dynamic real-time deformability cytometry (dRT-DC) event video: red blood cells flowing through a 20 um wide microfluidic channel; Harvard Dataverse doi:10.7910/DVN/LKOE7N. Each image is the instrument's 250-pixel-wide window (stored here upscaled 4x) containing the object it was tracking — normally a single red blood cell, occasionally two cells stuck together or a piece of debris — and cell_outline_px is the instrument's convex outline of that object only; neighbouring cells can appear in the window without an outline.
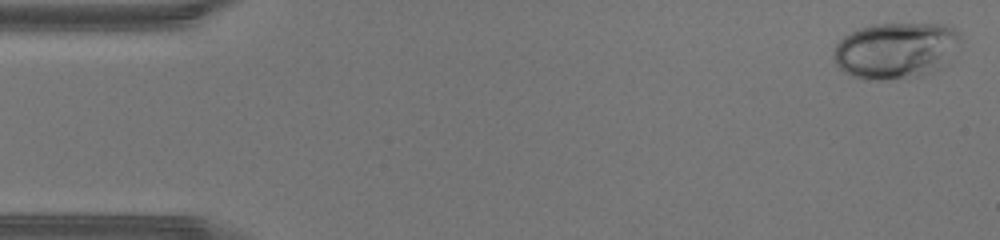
{"species": "human", "species_latin": "Homo sapiens", "temperature_condition": "warm", "stored_images_in_passage": 43, "camera_frame_rate_fps": 3000, "um_per_image_px": 0.085, "donor": {"sex": "male"}, "frame": {"image": 1, "passage_image": 1, "time_ms": 0.0, "image_size_px": [1000, 240], "cell_outline_px": [[960, 40], [940, 68], [924, 76], [880, 80], [864, 80], [852, 76], [844, 72], [836, 64], [832, 56], [836, 44], [844, 36], [860, 28], [872, 24], [944, 24], [956, 28], [960, 32]], "centroid_in_image_um": [76.1, 4.29], "position_along_channel_um": 8.9, "area_um2": 41.56}}
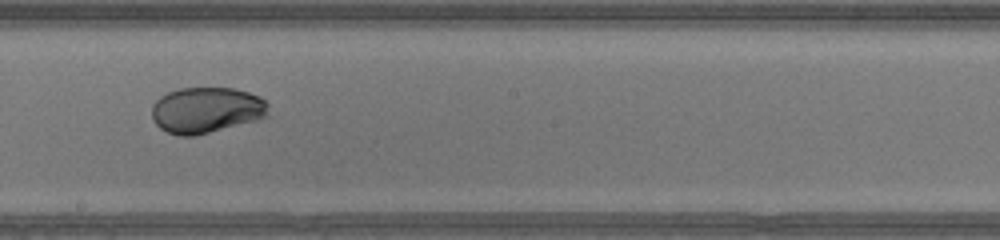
{"frame": {"image": 2, "passage_image": 24, "time_ms": 7.667, "image_size_px": [1000, 240], "cell_outline_px": [[268, 116], [256, 120], [196, 136], [180, 136], [168, 132], [160, 128], [152, 120], [152, 104], [160, 96], [168, 92], [180, 88], [232, 88], [248, 92], [264, 100], [268, 104]], "centroid_in_image_um": [17.51, 9.36], "position_along_channel_um": 230.7, "area_um2": 31.21}}
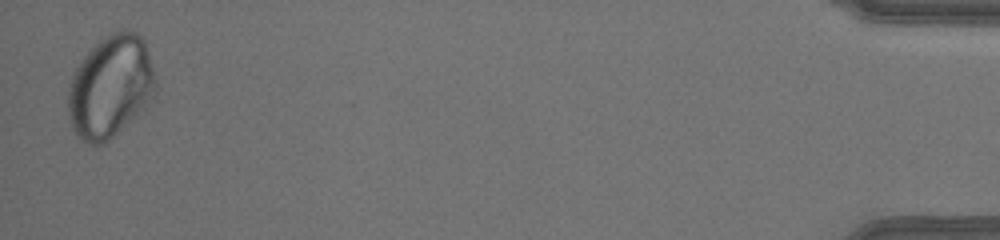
{"frame": {"image": 3, "passage_image": 43, "time_ms": 14.0, "image_size_px": [1000, 240], "cell_outline_px": [[156, 92], [148, 104], [144, 108], [108, 140], [100, 144], [88, 144], [80, 140], [76, 136], [72, 128], [68, 116], [68, 88], [72, 76], [76, 68], [84, 56], [104, 36], [112, 32], [124, 28], [128, 28], [136, 32], [144, 40], [156, 80]], "centroid_in_image_um": [9.38, 7.35], "position_along_channel_um": 425.8, "area_um2": 52.14}}